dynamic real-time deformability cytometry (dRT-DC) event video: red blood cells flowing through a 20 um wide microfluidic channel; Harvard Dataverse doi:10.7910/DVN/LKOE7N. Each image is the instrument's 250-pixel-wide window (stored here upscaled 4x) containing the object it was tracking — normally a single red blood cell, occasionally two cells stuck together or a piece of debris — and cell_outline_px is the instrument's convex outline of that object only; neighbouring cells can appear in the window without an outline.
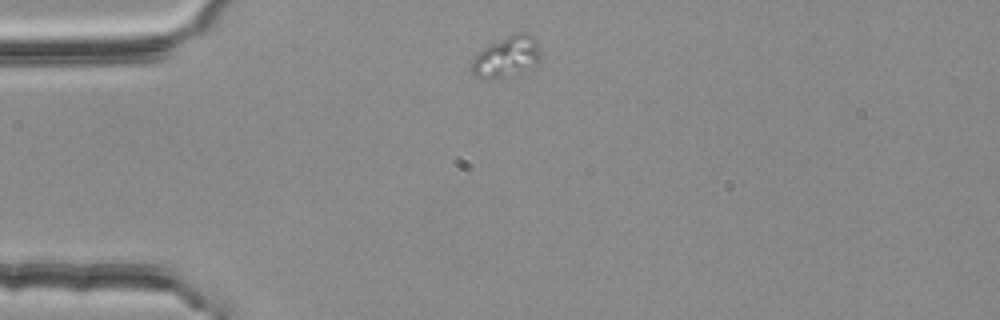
{"species": "common noctule bat (a hibernating species)", "species_latin": "Nyctalus noctula", "temperature_condition": "room temperature", "stored_images_in_passage": 2, "camera_frame_rate_fps": 3000, "um_per_image_px": 0.085, "animal": {"sex": "female", "body_mass_g": 25.1}, "frame": {"image": 1, "passage_image": 1, "time_ms": 0.0, "image_size_px": [1000, 320], "cell_outline_px": [[540, 60], [500, 80], [480, 80], [472, 76], [472, 60], [484, 48], [516, 32], [524, 32], [532, 36], [540, 52]], "centroid_in_image_um": [42.98, 4.87], "position_along_channel_um": 42.0, "area_um2": 16.01}}
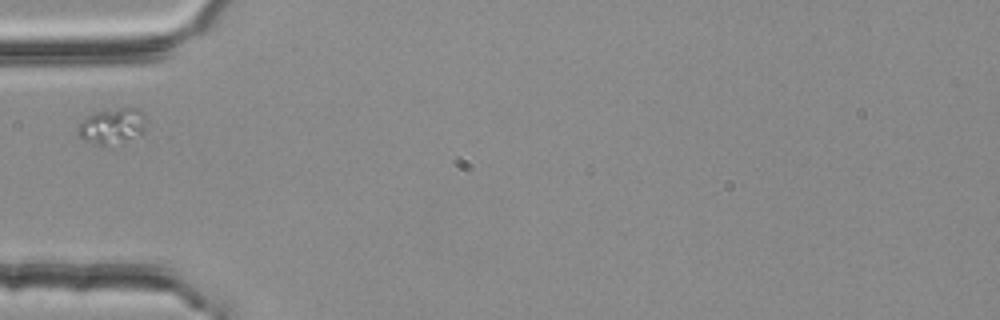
{"frame": {"image": 2, "passage_image": 2, "time_ms": 0.333, "image_size_px": [1000, 320], "cell_outline_px": [[144, 132], [140, 136], [104, 148], [84, 140], [76, 132], [76, 128], [80, 120], [96, 112], [120, 108], [140, 108], [144, 112]], "centroid_in_image_um": [9.51, 10.75], "position_along_channel_um": 75.5, "area_um2": 14.62}}